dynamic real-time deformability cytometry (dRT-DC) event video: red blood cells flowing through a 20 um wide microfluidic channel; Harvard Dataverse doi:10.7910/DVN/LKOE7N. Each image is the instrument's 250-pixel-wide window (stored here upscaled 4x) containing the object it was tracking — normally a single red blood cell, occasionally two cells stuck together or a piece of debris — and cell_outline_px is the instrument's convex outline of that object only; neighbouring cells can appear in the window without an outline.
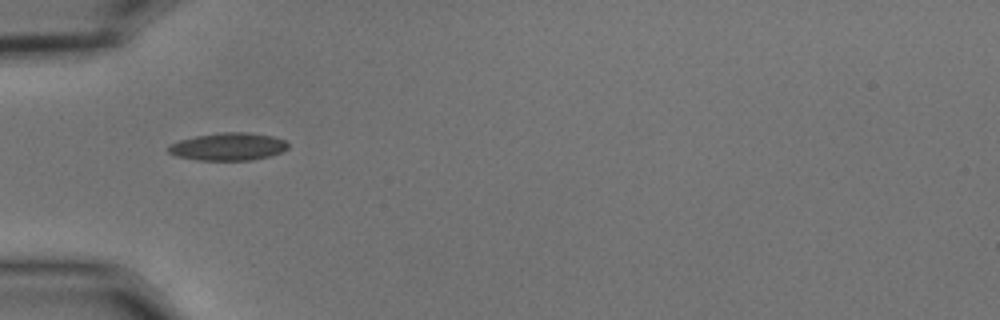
{"species": "common noctule bat (a hibernating species)", "species_latin": "Nyctalus noctula", "temperature_condition": "cold", "stored_images_in_passage": 38, "camera_frame_rate_fps": 3000, "um_per_image_px": 0.085, "animal": {"sex": "male", "body_mass_g": 15.6}, "frame": {"image": 1, "passage_image": 1, "time_ms": 0.0, "image_size_px": [1000, 320], "cell_outline_px": [[288, 148], [280, 152], [268, 156], [248, 160], [196, 160], [176, 156], [168, 152], [168, 144], [180, 140], [196, 136], [220, 132], [248, 132], [272, 136], [284, 140], [288, 144]], "centroid_in_image_um": [19.36, 12.46], "position_along_channel_um": 65.6, "area_um2": 19.19}}
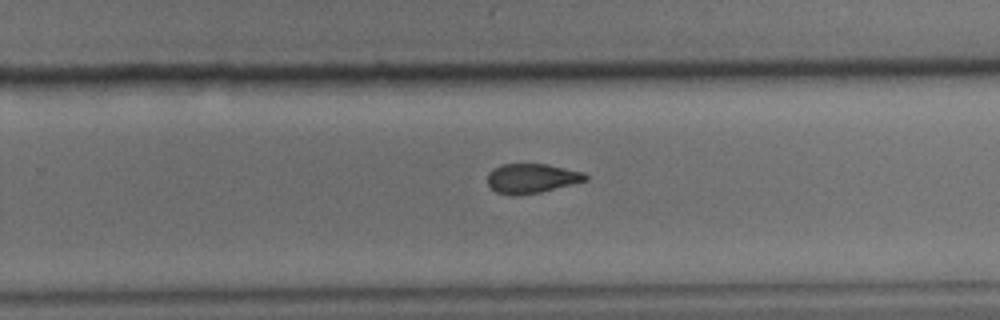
{"frame": {"image": 2, "passage_image": 19, "time_ms": 6.0, "image_size_px": [1000, 320], "cell_outline_px": [[588, 180], [540, 192], [516, 196], [496, 192], [488, 184], [488, 172], [492, 168], [500, 164], [548, 164], [584, 172], [588, 176]], "centroid_in_image_um": [45.18, 15.15], "position_along_channel_um": 284.6, "area_um2": 16.94}}
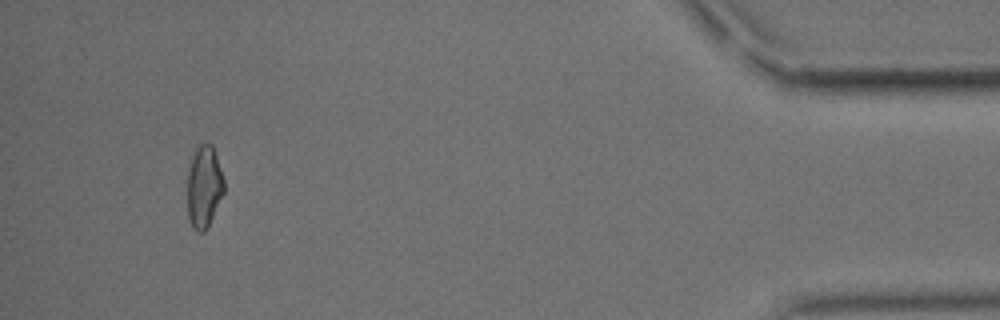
{"frame": {"image": 3, "passage_image": 35, "time_ms": 11.333, "image_size_px": [1000, 320], "cell_outline_px": [[224, 192], [208, 228], [204, 232], [196, 232], [192, 228], [188, 220], [188, 156], [192, 148], [196, 144], [212, 144], [224, 180]], "centroid_in_image_um": [17.3, 15.84], "position_along_channel_um": 417.9, "area_um2": 18.15}, "authors_computed_cell_mechanics": {"area_um2": 17.7446, "velocity_mm_per_s": 3.6607, "shape_relaxation_time_tau1_ms": 4.4605, "shape_relaxation_time_tau2_ms": 3.492, "deformation_change_tau1": 0.1416, "deformation_change_tau2": 0.1007}}